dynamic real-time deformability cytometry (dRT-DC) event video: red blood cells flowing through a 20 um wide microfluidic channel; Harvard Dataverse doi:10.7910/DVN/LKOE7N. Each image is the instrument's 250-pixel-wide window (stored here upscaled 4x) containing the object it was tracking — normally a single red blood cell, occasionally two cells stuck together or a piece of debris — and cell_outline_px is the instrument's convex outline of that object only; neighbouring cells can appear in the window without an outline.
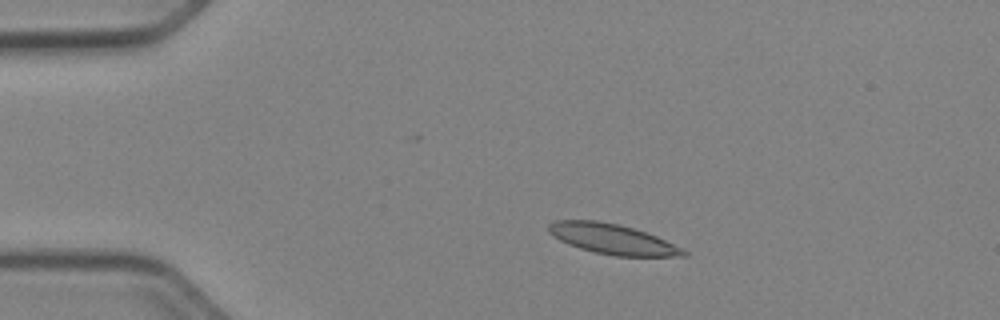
{"species": "Egyptian fruit bat (a non-hibernating species)", "species_latin": "Rousettus aegyptiacus", "temperature_condition": "cold", "stored_images_in_passage": 7, "camera_frame_rate_fps": 3000, "um_per_image_px": 0.085, "animal": {"sex": "female"}, "frame": {"image": 1, "passage_image": 7, "time_ms": 2.0, "image_size_px": [1000, 320], "cell_outline_px": [[688, 256], [616, 256], [596, 252], [580, 248], [568, 244], [552, 236], [548, 232], [548, 224], [556, 220], [596, 220], [620, 224], [656, 236], [688, 252]], "centroid_in_image_um": [52.01, 20.31], "position_along_channel_um": 33.0, "area_um2": 23.47}}